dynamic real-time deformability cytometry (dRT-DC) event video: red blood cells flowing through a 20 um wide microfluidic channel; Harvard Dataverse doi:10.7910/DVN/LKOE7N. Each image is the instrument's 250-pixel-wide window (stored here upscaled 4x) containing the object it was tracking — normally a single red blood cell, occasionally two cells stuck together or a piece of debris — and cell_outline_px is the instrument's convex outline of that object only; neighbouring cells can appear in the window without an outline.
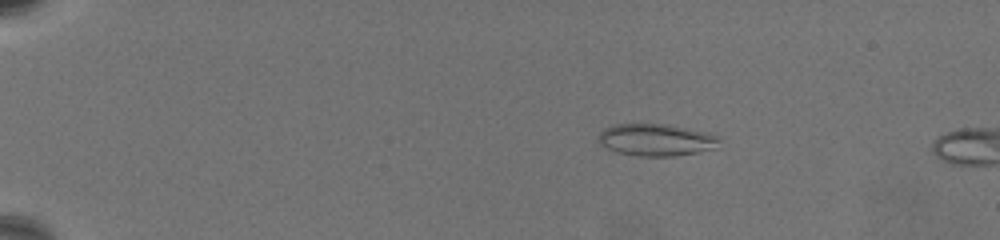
{"species": "common noctule bat (a hibernating species)", "species_latin": "Nyctalus noctula", "temperature_condition": "warm", "stored_images_in_passage": 6, "camera_frame_rate_fps": 3000, "um_per_image_px": 0.085, "animal": {"sex": "female", "body_mass_g": 19.5, "forearm_length_mm": 54.1}, "frame": {"image": 1, "passage_image": 1, "time_ms": 0.0, "image_size_px": [1000, 240], "cell_outline_px": [[720, 140], [716, 148], [676, 156], [640, 156], [616, 152], [600, 144], [596, 140], [600, 132], [604, 128], [616, 124], [664, 124], [708, 132], [716, 136]], "centroid_in_image_um": [55.74, 11.89], "position_along_channel_um": 29.3, "area_um2": 22.54}}